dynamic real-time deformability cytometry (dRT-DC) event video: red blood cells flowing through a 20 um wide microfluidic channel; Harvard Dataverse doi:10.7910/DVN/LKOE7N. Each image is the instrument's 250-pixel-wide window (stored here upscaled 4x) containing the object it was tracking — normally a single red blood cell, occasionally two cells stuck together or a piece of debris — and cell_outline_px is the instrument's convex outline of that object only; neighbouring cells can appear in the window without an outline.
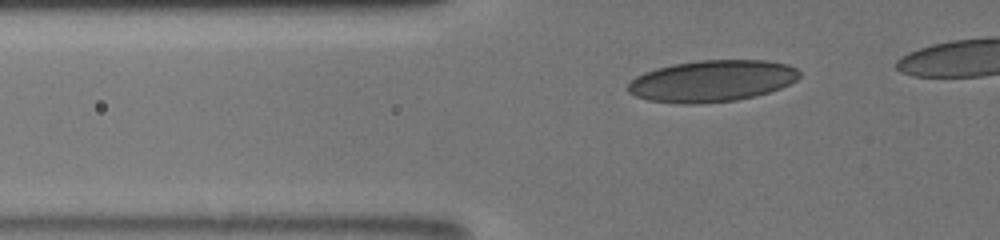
{"species": "human", "species_latin": "Homo sapiens", "temperature_condition": "room temperature", "stored_images_in_passage": 35, "camera_frame_rate_fps": 3000, "um_per_image_px": 0.085, "donor": {"sex": "male"}, "frame": {"image": 1, "passage_image": 5, "time_ms": 1.333, "image_size_px": [1000, 240], "cell_outline_px": [[800, 76], [796, 80], [780, 88], [756, 96], [736, 100], [696, 104], [684, 104], [648, 100], [636, 96], [628, 92], [628, 84], [636, 76], [644, 72], [656, 68], [672, 64], [700, 60], [768, 60], [788, 64], [796, 68], [800, 72]], "centroid_in_image_um": [60.52, 6.88], "position_along_channel_um": 65.3, "area_um2": 41.62}}
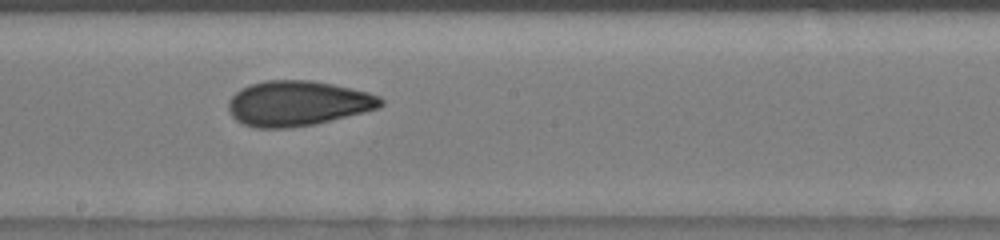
{"frame": {"image": 2, "passage_image": 18, "time_ms": 5.667, "image_size_px": [1000, 240], "cell_outline_px": [[384, 104], [380, 108], [316, 124], [292, 128], [256, 128], [244, 124], [236, 120], [232, 116], [228, 108], [228, 100], [240, 88], [248, 84], [264, 80], [312, 80], [332, 84], [368, 92], [380, 96], [384, 100]], "centroid_in_image_um": [25.3, 8.78], "position_along_channel_um": 222.9, "area_um2": 40.4}}
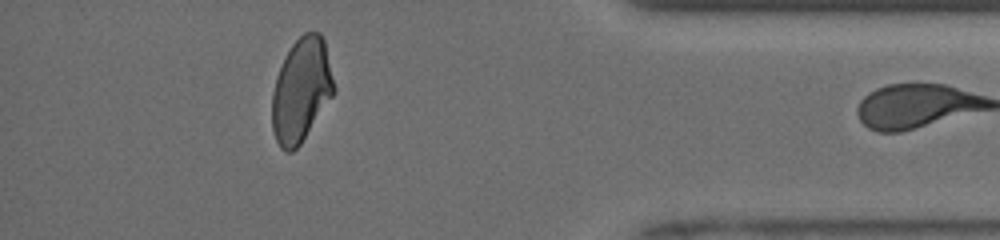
{"frame": {"image": 3, "passage_image": 34, "time_ms": 11.0, "image_size_px": [1000, 240], "cell_outline_px": [[336, 92], [300, 144], [292, 152], [284, 152], [280, 148], [276, 140], [272, 128], [272, 92], [276, 76], [292, 44], [304, 32], [320, 32], [324, 40], [336, 88]], "centroid_in_image_um": [25.62, 7.68], "position_along_channel_um": 409.6, "area_um2": 37.45}}